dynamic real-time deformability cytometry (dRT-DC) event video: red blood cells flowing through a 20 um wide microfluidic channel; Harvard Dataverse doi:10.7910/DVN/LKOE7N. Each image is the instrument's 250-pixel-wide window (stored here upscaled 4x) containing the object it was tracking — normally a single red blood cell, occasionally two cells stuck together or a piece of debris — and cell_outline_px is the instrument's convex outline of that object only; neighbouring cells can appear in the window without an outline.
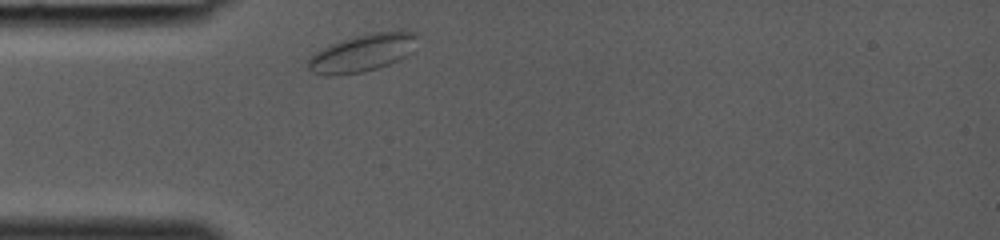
{"species": "common noctule bat (a hibernating species)", "species_latin": "Nyctalus noctula", "temperature_condition": "room temperature", "stored_images_in_passage": 24, "camera_frame_rate_fps": 3000, "um_per_image_px": 0.085, "animal": {"sex": "female", "body_mass_g": 19.0, "forearm_length_mm": 53.3}, "frame": {"image": 1, "passage_image": 1, "time_ms": 0.0, "image_size_px": [1000, 240], "cell_outline_px": [[416, 36], [412, 52], [388, 64], [364, 72], [336, 76], [324, 76], [312, 72], [308, 68], [308, 60], [320, 48], [328, 44], [340, 40], [372, 32], [416, 32]], "centroid_in_image_um": [30.72, 4.52], "position_along_channel_um": 54.3, "area_um2": 23.64}}
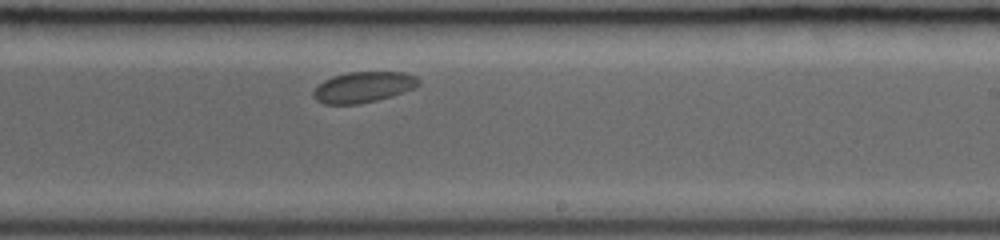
{"frame": {"image": 2, "passage_image": 14, "time_ms": 4.333, "image_size_px": [1000, 240], "cell_outline_px": [[420, 84], [416, 88], [392, 96], [360, 104], [324, 104], [316, 100], [312, 96], [312, 92], [324, 80], [332, 76], [348, 72], [404, 72], [416, 76], [420, 80]], "centroid_in_image_um": [30.9, 7.4], "position_along_channel_um": 258.1, "area_um2": 19.02}}
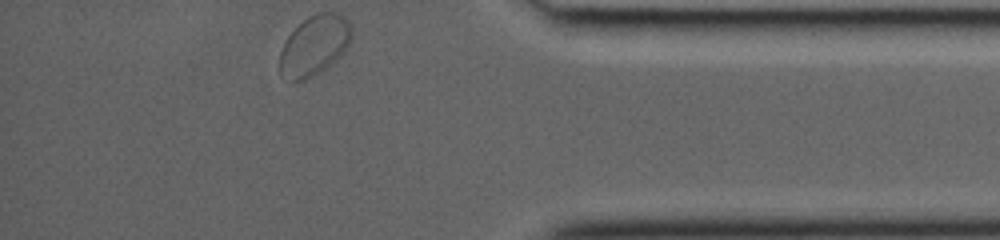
{"frame": {"image": 3, "passage_image": 24, "time_ms": 7.667, "image_size_px": [1000, 240], "cell_outline_px": [[352, 40], [320, 72], [304, 80], [292, 80], [280, 72], [280, 52], [288, 36], [308, 16], [320, 12], [332, 12], [344, 16], [348, 20], [352, 28]], "centroid_in_image_um": [26.73, 3.82], "position_along_channel_um": 408.5, "area_um2": 24.28}}